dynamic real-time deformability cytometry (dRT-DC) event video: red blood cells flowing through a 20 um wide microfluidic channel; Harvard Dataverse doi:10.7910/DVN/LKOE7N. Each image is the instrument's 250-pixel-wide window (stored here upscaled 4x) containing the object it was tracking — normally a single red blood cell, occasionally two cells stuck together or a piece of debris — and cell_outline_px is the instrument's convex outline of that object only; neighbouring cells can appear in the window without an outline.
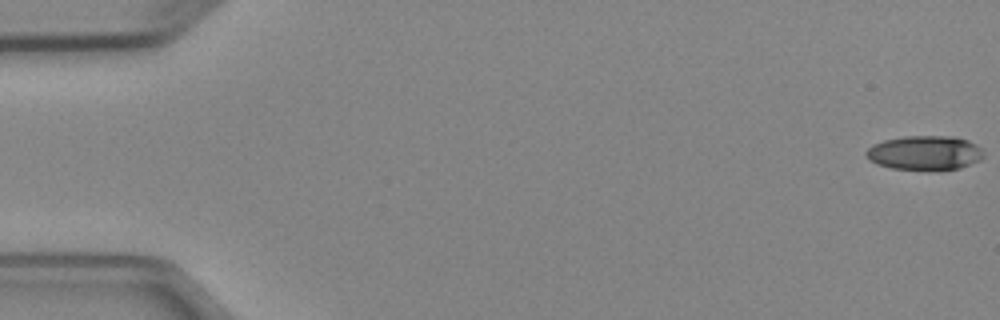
{"species": "Egyptian fruit bat (a non-hibernating species)", "species_latin": "Rousettus aegyptiacus", "temperature_condition": "cold", "stored_images_in_passage": 6, "segment_of_instrument_passage": [1, 2], "camera_frame_rate_fps": 3000, "um_per_image_px": 0.085, "animal": {"sex": "female"}, "frame": {"image": 1, "passage_image": 1, "time_ms": 0.0, "image_size_px": [1000, 320], "cell_outline_px": [[984, 156], [980, 160], [960, 168], [892, 168], [876, 164], [864, 152], [872, 144], [884, 140], [904, 136], [952, 136], [968, 140], [976, 144], [984, 152]], "centroid_in_image_um": [78.62, 12.95], "position_along_channel_um": 6.4, "area_um2": 23.0}}
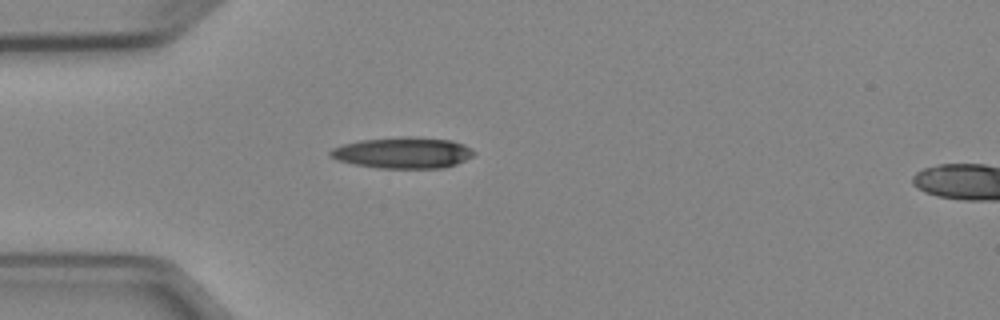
{"frame": {"image": 2, "passage_image": 5, "time_ms": 4.667, "image_size_px": [1000, 320], "cell_outline_px": [[476, 152], [472, 156], [456, 164], [444, 168], [376, 168], [352, 164], [336, 160], [328, 156], [328, 152], [332, 148], [344, 144], [360, 140], [452, 140], [464, 144], [472, 148]], "centroid_in_image_um": [34.21, 13.05], "position_along_channel_um": 50.8, "area_um2": 24.97}}